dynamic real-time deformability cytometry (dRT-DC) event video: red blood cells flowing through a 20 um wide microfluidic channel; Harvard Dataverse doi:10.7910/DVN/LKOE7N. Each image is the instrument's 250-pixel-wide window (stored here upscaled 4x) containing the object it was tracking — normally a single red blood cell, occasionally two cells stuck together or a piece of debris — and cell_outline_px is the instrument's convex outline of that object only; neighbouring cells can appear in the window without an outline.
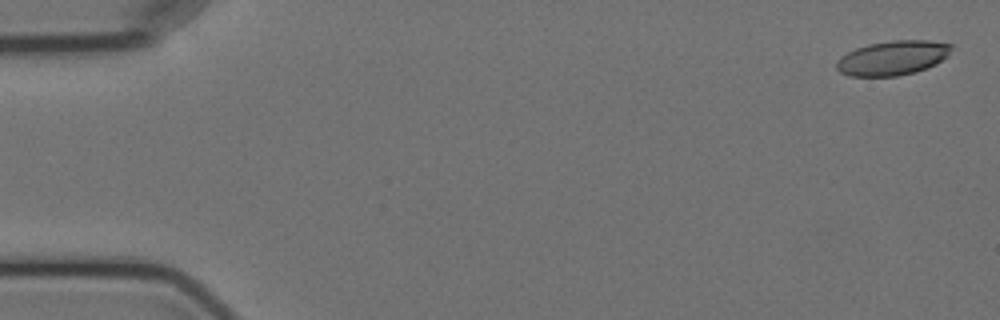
{"species": "Egyptian fruit bat (a non-hibernating species)", "species_latin": "Rousettus aegyptiacus", "temperature_condition": "cold", "stored_images_in_passage": 5, "camera_frame_rate_fps": 3000, "um_per_image_px": 0.085, "animal": {"sex": "female"}, "frame": {"image": 1, "passage_image": 1, "time_ms": 0.0, "image_size_px": [1000, 320], "cell_outline_px": [[952, 48], [948, 56], [936, 64], [928, 68], [916, 72], [896, 76], [848, 76], [840, 72], [836, 68], [836, 60], [840, 56], [856, 48], [868, 44], [892, 40], [928, 40], [952, 44]], "centroid_in_image_um": [75.87, 4.92], "position_along_channel_um": 9.1, "area_um2": 23.29}}
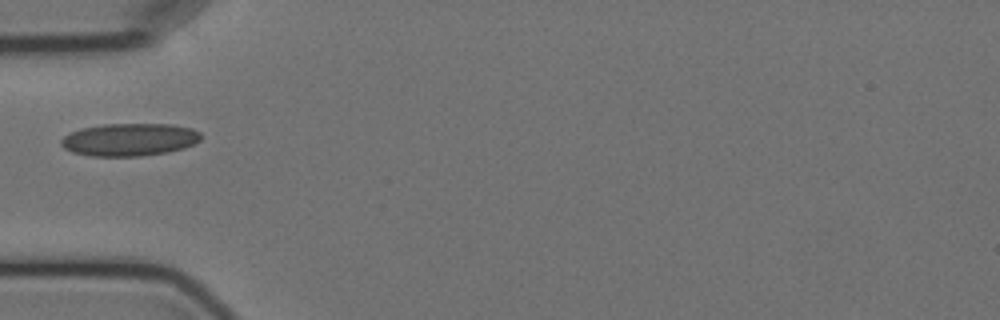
{"frame": {"image": 2, "passage_image": 5, "time_ms": 5.667, "image_size_px": [1000, 320], "cell_outline_px": [[200, 140], [184, 148], [168, 152], [140, 156], [92, 156], [72, 152], [64, 148], [60, 144], [60, 140], [64, 136], [80, 128], [104, 124], [172, 124], [192, 128], [200, 132]], "centroid_in_image_um": [11.0, 11.86], "position_along_channel_um": 74.0, "area_um2": 26.65}}